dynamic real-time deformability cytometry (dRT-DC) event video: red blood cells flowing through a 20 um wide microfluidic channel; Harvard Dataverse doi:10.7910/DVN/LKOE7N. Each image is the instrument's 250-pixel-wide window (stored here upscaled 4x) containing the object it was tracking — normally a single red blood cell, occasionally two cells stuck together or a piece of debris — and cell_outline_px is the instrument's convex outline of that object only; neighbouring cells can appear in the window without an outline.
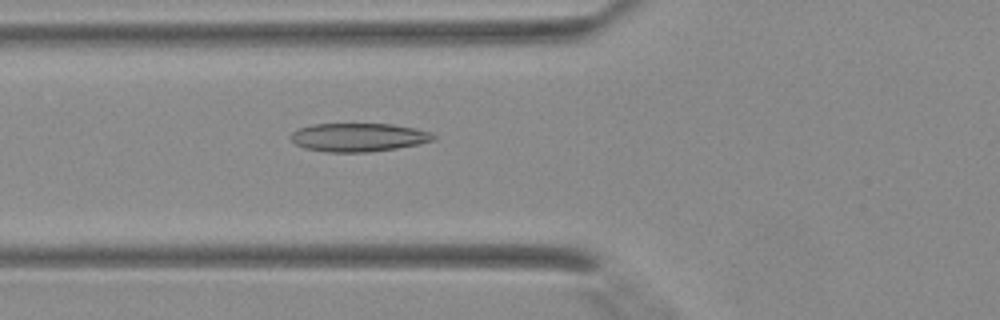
{"species": "Egyptian fruit bat (a non-hibernating species)", "species_latin": "Rousettus aegyptiacus", "temperature_condition": "warm", "stored_images_in_passage": 42, "camera_frame_rate_fps": 3000, "um_per_image_px": 0.085, "animal": {"sex": "female"}, "frame": {"image": 1, "passage_image": 16, "time_ms": 5.0, "image_size_px": [1000, 320], "cell_outline_px": [[436, 140], [420, 144], [396, 148], [368, 152], [324, 152], [304, 148], [296, 144], [288, 136], [296, 128], [312, 124], [392, 124], [432, 132], [436, 136]], "centroid_in_image_um": [30.45, 11.67], "position_along_channel_um": 95.4, "area_um2": 23.87}}
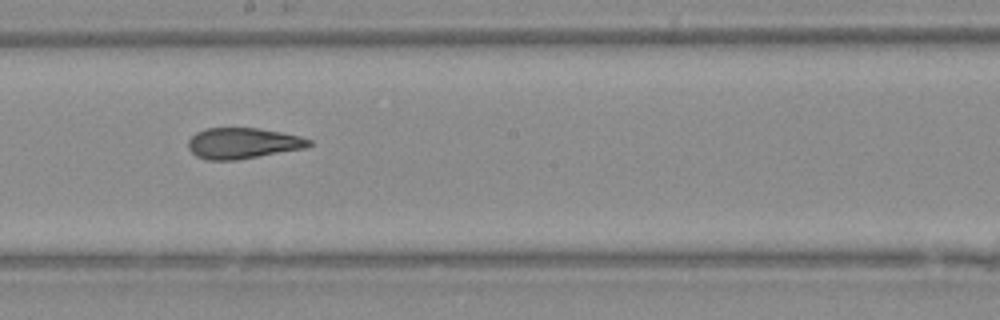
{"frame": {"image": 2, "passage_image": 24, "time_ms": 7.667, "image_size_px": [1000, 320], "cell_outline_px": [[312, 144], [304, 148], [236, 160], [208, 160], [196, 156], [188, 148], [188, 140], [196, 132], [204, 128], [256, 128], [280, 132], [300, 136], [312, 140]], "centroid_in_image_um": [20.61, 12.17], "position_along_channel_um": 227.6, "area_um2": 21.62}}
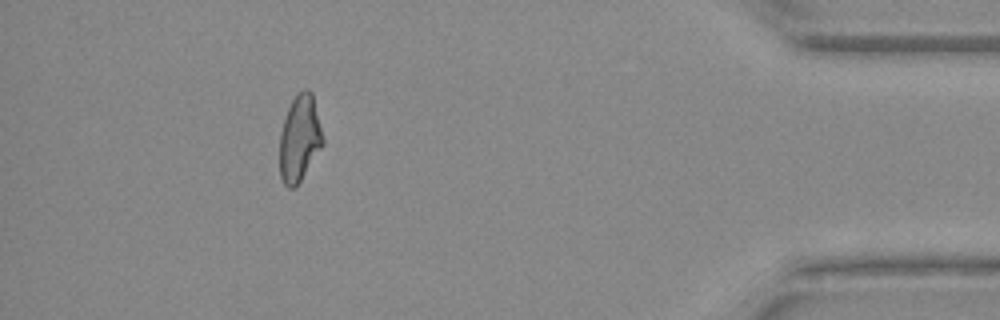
{"frame": {"image": 3, "passage_image": 38, "time_ms": 12.333, "image_size_px": [1000, 320], "cell_outline_px": [[324, 144], [296, 188], [288, 188], [284, 184], [280, 176], [280, 132], [288, 108], [296, 92], [304, 88], [308, 88], [312, 92], [324, 140]], "centroid_in_image_um": [25.47, 11.76], "position_along_channel_um": 409.7, "area_um2": 21.91}}